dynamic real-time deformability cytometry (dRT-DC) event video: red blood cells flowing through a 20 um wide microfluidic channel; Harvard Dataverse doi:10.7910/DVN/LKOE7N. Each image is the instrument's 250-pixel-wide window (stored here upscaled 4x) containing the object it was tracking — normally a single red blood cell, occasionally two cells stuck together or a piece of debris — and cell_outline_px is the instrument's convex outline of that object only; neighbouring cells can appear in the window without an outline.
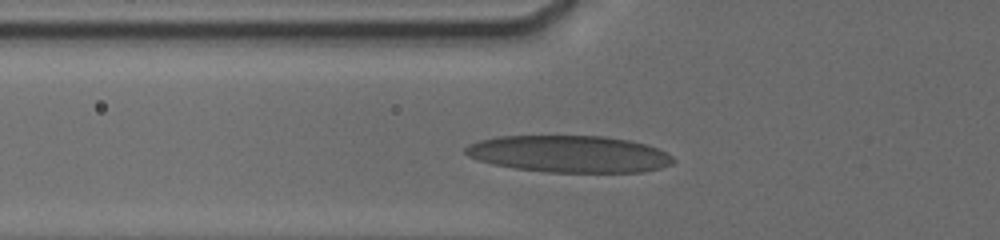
{"species": "human", "species_latin": "Homo sapiens", "temperature_condition": "cold", "stored_images_in_passage": 14, "camera_frame_rate_fps": 3000, "um_per_image_px": 0.085, "donor": {"sex": "male"}, "frame": {"image": 1, "passage_image": 3, "time_ms": 0.333, "image_size_px": [1000, 240], "cell_outline_px": [[676, 160], [672, 164], [660, 168], [640, 172], [548, 172], [516, 168], [492, 164], [468, 156], [464, 152], [464, 148], [468, 144], [480, 140], [496, 136], [604, 136], [628, 140], [644, 144], [656, 148], [672, 156]], "centroid_in_image_um": [48.36, 13.08], "position_along_channel_um": 77.4, "area_um2": 44.51}}
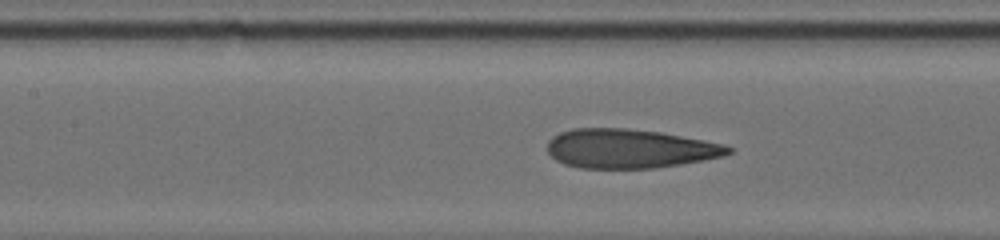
{"frame": {"image": 2, "passage_image": 9, "time_ms": 2.333, "image_size_px": [1000, 240], "cell_outline_px": [[732, 152], [724, 156], [704, 160], [680, 164], [652, 168], [580, 168], [564, 164], [556, 160], [548, 152], [548, 140], [552, 136], [560, 132], [572, 128], [624, 128], [660, 132], [724, 144], [732, 148]], "centroid_in_image_um": [53.49, 12.63], "position_along_channel_um": 153.9, "area_um2": 41.21}}
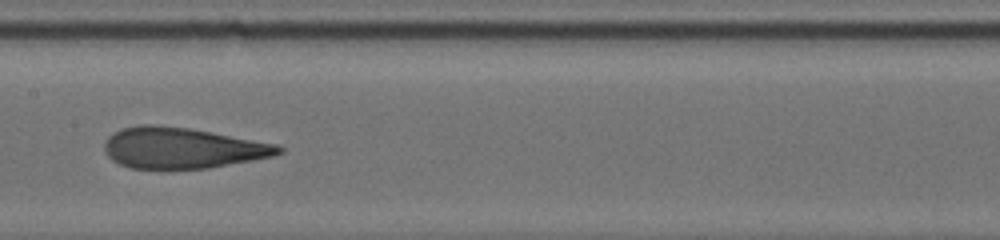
{"frame": {"image": 3, "passage_image": 13, "time_ms": 3.333, "image_size_px": [1000, 240], "cell_outline_px": [[284, 152], [272, 156], [252, 160], [208, 168], [128, 168], [112, 160], [108, 156], [104, 148], [104, 144], [108, 136], [124, 128], [140, 124], [148, 124], [188, 128], [212, 132], [276, 144], [284, 148]], "centroid_in_image_um": [15.48, 12.58], "position_along_channel_um": 191.9, "area_um2": 41.1}}